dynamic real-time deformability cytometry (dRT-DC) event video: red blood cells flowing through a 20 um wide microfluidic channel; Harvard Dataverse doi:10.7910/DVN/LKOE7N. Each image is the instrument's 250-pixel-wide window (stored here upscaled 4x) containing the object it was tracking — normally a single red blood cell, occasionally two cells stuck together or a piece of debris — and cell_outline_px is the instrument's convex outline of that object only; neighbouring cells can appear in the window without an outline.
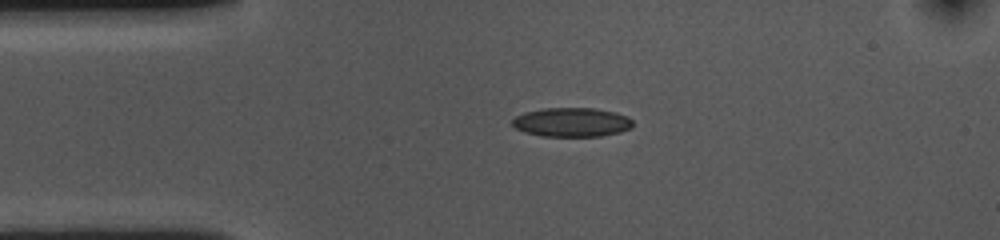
{"species": "common noctule bat (a hibernating species)", "species_latin": "Nyctalus noctula", "temperature_condition": "cold", "stored_images_in_passage": 13, "camera_frame_rate_fps": 3000, "um_per_image_px": 0.085, "animal": {"sex": "female", "body_mass_g": 10.0, "forearm_length_mm": 53.1}, "frame": {"image": 1, "passage_image": 1, "time_ms": 0.0, "image_size_px": [1000, 240], "cell_outline_px": [[632, 128], [620, 132], [600, 136], [540, 136], [524, 132], [516, 128], [512, 124], [512, 120], [516, 116], [524, 112], [544, 108], [596, 108], [616, 112], [628, 116], [632, 120]], "centroid_in_image_um": [48.61, 10.38], "position_along_channel_um": 36.4, "area_um2": 20.58}}
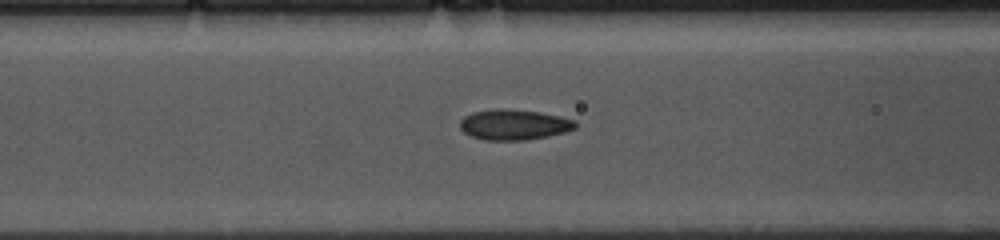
{"frame": {"image": 2, "passage_image": 10, "time_ms": 3.0, "image_size_px": [1000, 240], "cell_outline_px": [[576, 128], [564, 132], [548, 136], [524, 140], [484, 140], [472, 136], [464, 132], [460, 128], [460, 120], [464, 116], [472, 112], [496, 108], [540, 112], [560, 116], [576, 120]], "centroid_in_image_um": [43.68, 10.59], "position_along_channel_um": 122.9, "area_um2": 20.46}}
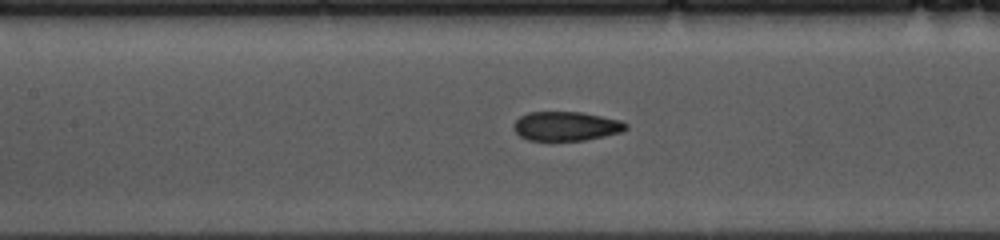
{"frame": {"image": 3, "passage_image": 13, "time_ms": 4.0, "image_size_px": [1000, 240], "cell_outline_px": [[628, 128], [624, 132], [584, 140], [528, 140], [520, 136], [512, 128], [516, 120], [520, 116], [528, 112], [580, 112], [620, 120], [628, 124]], "centroid_in_image_um": [48.13, 10.72], "position_along_channel_um": 159.3, "area_um2": 19.07}}